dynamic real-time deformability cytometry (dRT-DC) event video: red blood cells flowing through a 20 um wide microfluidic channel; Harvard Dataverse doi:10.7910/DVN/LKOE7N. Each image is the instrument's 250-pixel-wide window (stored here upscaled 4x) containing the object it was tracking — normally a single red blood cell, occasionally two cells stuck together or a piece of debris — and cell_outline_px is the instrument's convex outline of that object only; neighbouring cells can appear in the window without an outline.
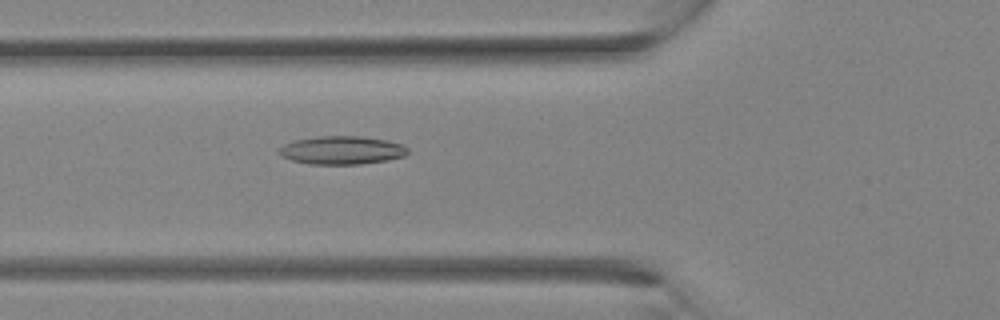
{"species": "Egyptian fruit bat (a non-hibernating species)", "species_latin": "Rousettus aegyptiacus", "temperature_condition": "room temperature", "stored_images_in_passage": 23, "camera_frame_rate_fps": 3000, "um_per_image_px": 0.085, "animal": {"sex": "female"}, "frame": {"image": 1, "passage_image": 2, "time_ms": 0.333, "image_size_px": [1000, 320], "cell_outline_px": [[408, 152], [404, 156], [388, 160], [360, 164], [308, 164], [292, 160], [280, 156], [280, 148], [284, 144], [292, 140], [316, 136], [360, 136], [384, 140], [404, 144], [408, 148]], "centroid_in_image_um": [29.05, 12.76], "position_along_channel_um": 96.8, "area_um2": 21.27}}
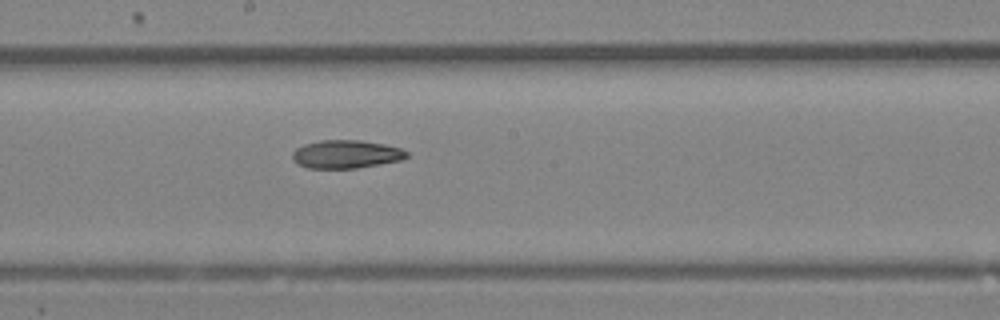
{"frame": {"image": 2, "passage_image": 8, "time_ms": 2.333, "image_size_px": [1000, 320], "cell_outline_px": [[408, 156], [400, 160], [380, 164], [356, 168], [308, 168], [296, 164], [292, 160], [292, 152], [296, 148], [304, 144], [320, 140], [360, 140], [384, 144], [400, 148], [408, 152]], "centroid_in_image_um": [29.37, 13.1], "position_along_channel_um": 218.8, "area_um2": 18.84}}
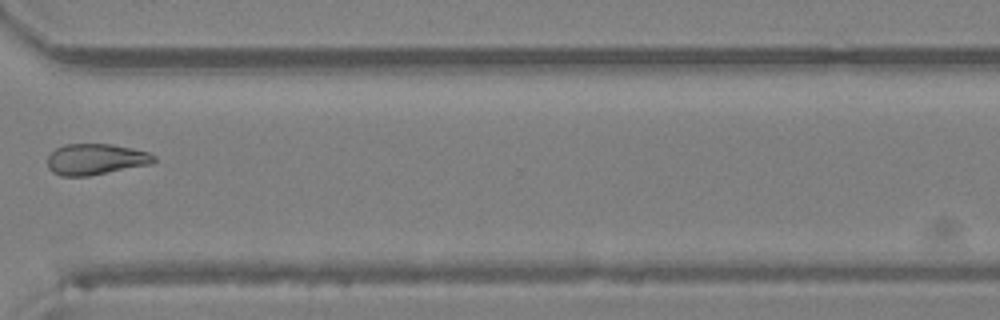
{"frame": {"image": 3, "passage_image": 15, "time_ms": 4.667, "image_size_px": [1000, 320], "cell_outline_px": [[156, 160], [152, 164], [88, 176], [60, 176], [52, 172], [48, 168], [48, 156], [56, 148], [64, 144], [112, 144], [132, 148], [148, 152], [156, 156]], "centroid_in_image_um": [8.14, 13.54], "position_along_channel_um": 362.5, "area_um2": 19.36}}